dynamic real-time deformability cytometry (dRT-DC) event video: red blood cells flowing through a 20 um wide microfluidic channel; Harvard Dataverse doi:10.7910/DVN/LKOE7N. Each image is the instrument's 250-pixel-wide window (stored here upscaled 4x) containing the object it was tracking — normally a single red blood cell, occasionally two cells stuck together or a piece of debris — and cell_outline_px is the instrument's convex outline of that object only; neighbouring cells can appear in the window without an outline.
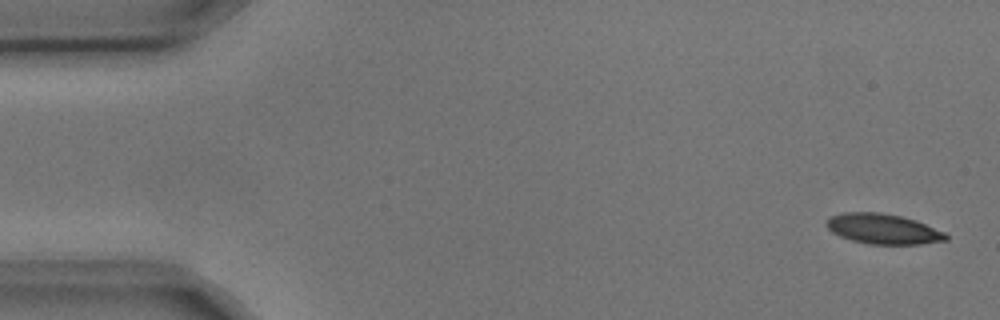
{"species": "common noctule bat (a hibernating species)", "species_latin": "Nyctalus noctula", "temperature_condition": "cold", "stored_images_in_passage": 10, "camera_frame_rate_fps": 3000, "um_per_image_px": 0.085, "animal": {"sex": "male", "body_mass_g": 17.9, "forearm_length_mm": 54.2}, "frame": {"image": 1, "passage_image": 1, "time_ms": 0.0, "image_size_px": [1000, 320], "cell_outline_px": [[948, 240], [920, 244], [868, 244], [852, 240], [840, 236], [832, 232], [824, 224], [832, 216], [844, 212], [880, 212], [900, 216], [916, 220], [944, 232], [948, 236]], "centroid_in_image_um": [75.06, 19.46], "position_along_channel_um": 9.9, "area_um2": 20.92}}
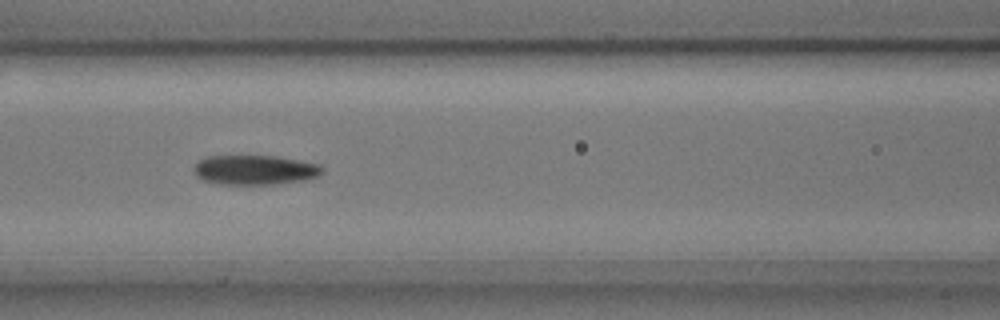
{"frame": {"image": 2, "passage_image": 7, "time_ms": 2.0, "image_size_px": [1000, 320], "cell_outline_px": [[324, 172], [316, 176], [304, 180], [276, 184], [220, 184], [200, 180], [196, 176], [192, 168], [196, 160], [208, 156], [276, 156], [320, 164], [324, 168]], "centroid_in_image_um": [21.61, 14.44], "position_along_channel_um": 145.0, "area_um2": 22.43}}
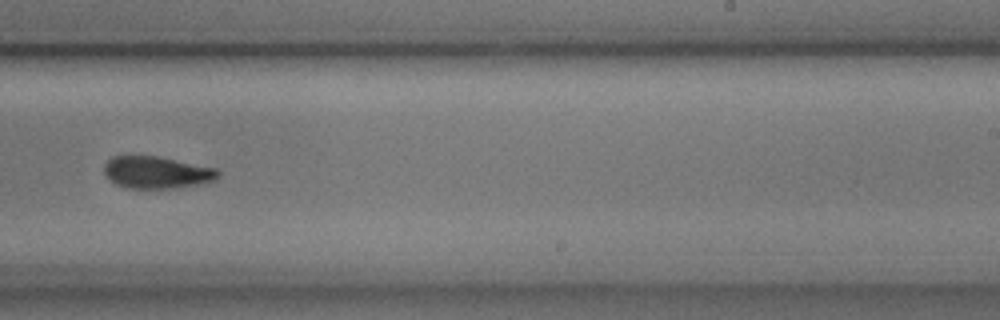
{"frame": {"image": 3, "passage_image": 10, "time_ms": 3.0, "image_size_px": [1000, 320], "cell_outline_px": [[220, 176], [212, 180], [196, 184], [176, 188], [128, 188], [116, 184], [108, 180], [104, 172], [104, 164], [112, 156], [136, 152], [216, 168], [220, 172]], "centroid_in_image_um": [13.22, 14.61], "position_along_channel_um": 275.8, "area_um2": 21.79}}